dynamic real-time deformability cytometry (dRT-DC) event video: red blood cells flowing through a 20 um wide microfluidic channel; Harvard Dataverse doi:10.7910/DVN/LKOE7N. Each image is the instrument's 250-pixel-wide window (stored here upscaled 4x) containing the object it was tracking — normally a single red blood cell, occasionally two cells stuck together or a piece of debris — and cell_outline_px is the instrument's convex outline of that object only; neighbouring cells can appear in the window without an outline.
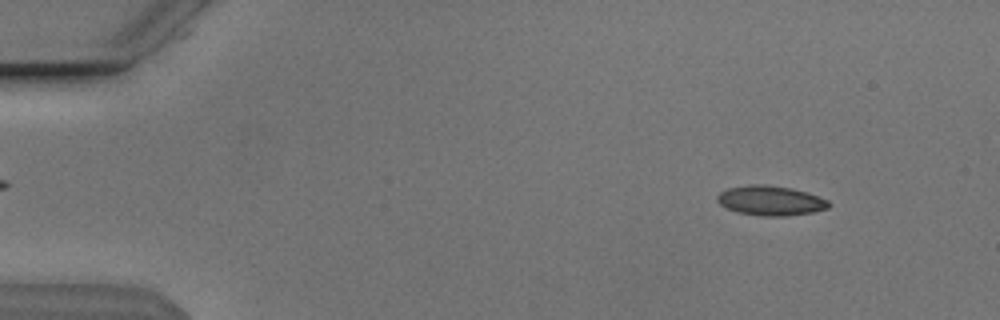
{"species": "Egyptian fruit bat (a non-hibernating species)", "species_latin": "Rousettus aegyptiacus", "temperature_condition": "cold", "stored_images_in_passage": 53, "camera_frame_rate_fps": 3000, "um_per_image_px": 0.085, "animal": {"sex": "male"}, "frame": {"image": 1, "passage_image": 6, "time_ms": 1.667, "image_size_px": [1000, 320], "cell_outline_px": [[828, 208], [812, 212], [784, 216], [760, 216], [736, 212], [720, 204], [716, 200], [716, 196], [720, 192], [728, 188], [748, 184], [764, 184], [792, 188], [808, 192], [828, 200]], "centroid_in_image_um": [65.46, 17.04], "position_along_channel_um": 19.5, "area_um2": 19.36}}
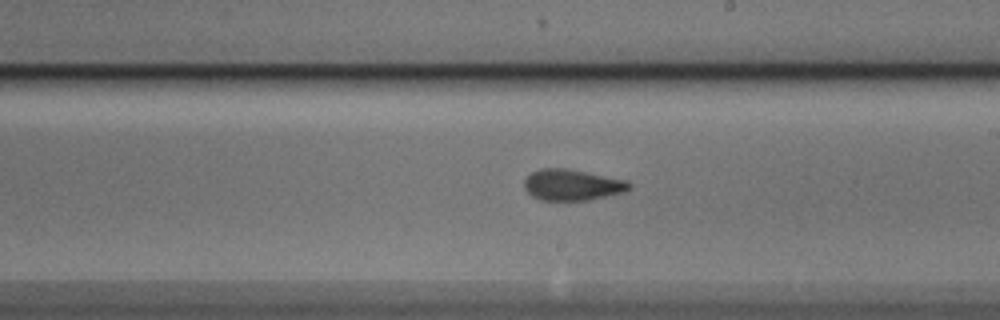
{"frame": {"image": 2, "passage_image": 31, "time_ms": 10.0, "image_size_px": [1000, 320], "cell_outline_px": [[632, 188], [624, 192], [588, 200], [540, 200], [532, 196], [524, 188], [524, 180], [532, 172], [540, 168], [568, 168], [628, 180], [632, 184]], "centroid_in_image_um": [48.66, 15.7], "position_along_channel_um": 240.3, "area_um2": 19.19}}
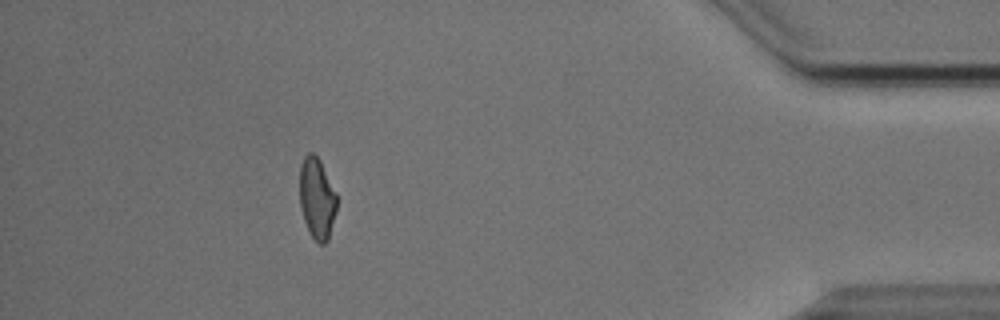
{"frame": {"image": 3, "passage_image": 48, "time_ms": 15.667, "image_size_px": [1000, 320], "cell_outline_px": [[336, 212], [328, 240], [324, 244], [320, 244], [312, 236], [304, 220], [300, 208], [300, 164], [304, 156], [308, 152], [312, 152], [320, 160], [336, 192]], "centroid_in_image_um": [26.94, 16.84], "position_along_channel_um": 408.3, "area_um2": 17.51}, "authors_computed_cell_mechanics": {"area_um2": 18.785, "velocity_mm_per_s": 3.8505, "shape_relaxation_time_tau1_ms": 4.9743, "shape_relaxation_time_tau2_ms": 1.295, "deformation_change_tau1": 0.113, "deformation_change_tau2": 0.0478}}